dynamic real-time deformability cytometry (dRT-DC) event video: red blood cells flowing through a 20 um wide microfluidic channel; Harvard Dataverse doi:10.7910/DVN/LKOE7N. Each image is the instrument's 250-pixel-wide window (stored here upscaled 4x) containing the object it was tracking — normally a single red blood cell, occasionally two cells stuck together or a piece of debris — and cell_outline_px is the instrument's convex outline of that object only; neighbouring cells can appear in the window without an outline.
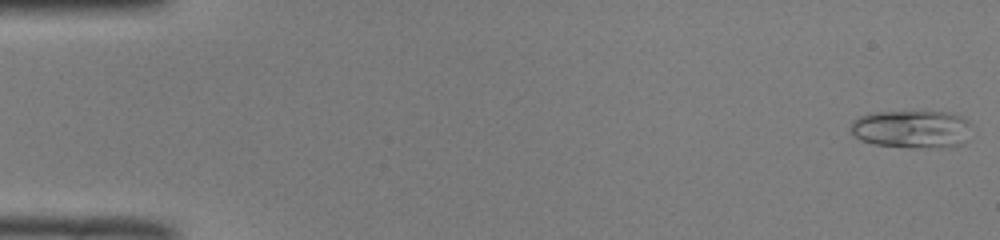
{"species": "common noctule bat (a hibernating species)", "species_latin": "Nyctalus noctula", "temperature_condition": "room temperature", "stored_images_in_passage": 51, "camera_frame_rate_fps": 3000, "um_per_image_px": 0.085, "animal": {"sex": "male", "body_mass_g": 19.0, "forearm_length_mm": 50.8}, "frame": {"image": 1, "passage_image": 1, "time_ms": 0.0, "image_size_px": [1000, 240], "cell_outline_px": [[972, 124], [968, 140], [964, 144], [956, 148], [912, 148], [876, 144], [860, 140], [852, 132], [852, 120], [860, 116], [872, 112], [952, 112], [964, 116]], "centroid_in_image_um": [77.63, 10.99], "position_along_channel_um": 7.4, "area_um2": 27.4}}
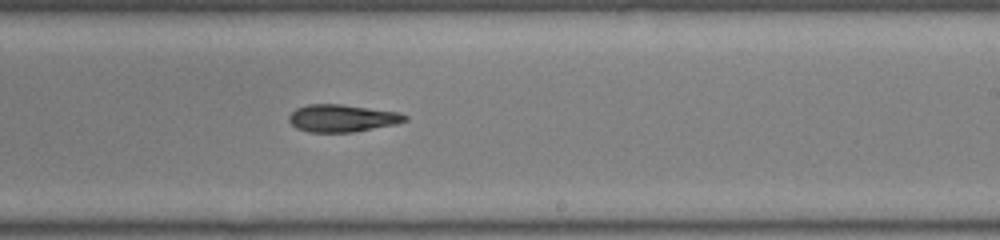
{"frame": {"image": 2, "passage_image": 31, "time_ms": 10.0, "image_size_px": [1000, 240], "cell_outline_px": [[408, 120], [396, 124], [352, 132], [308, 132], [296, 128], [288, 120], [288, 116], [296, 108], [308, 104], [340, 104], [400, 112], [408, 116]], "centroid_in_image_um": [29.08, 10.04], "position_along_channel_um": 259.9, "area_um2": 18.55}}
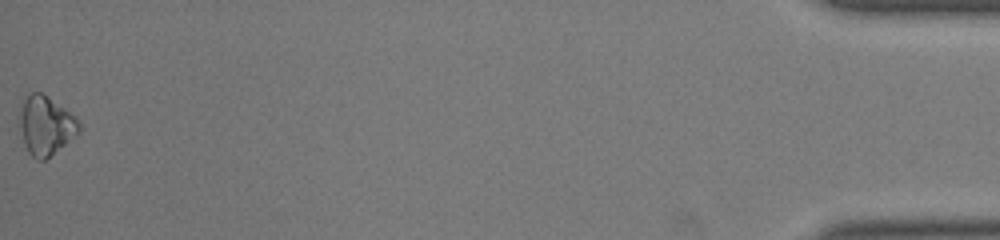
{"frame": {"image": 3, "passage_image": 51, "time_ms": 16.667, "image_size_px": [1000, 240], "cell_outline_px": [[80, 132], [44, 160], [36, 160], [28, 152], [24, 144], [20, 128], [20, 112], [24, 100], [32, 92], [40, 92], [76, 116], [80, 120]], "centroid_in_image_um": [3.91, 10.68], "position_along_channel_um": 431.3, "area_um2": 20.06}, "authors_computed_cell_mechanics": {"area_um2": 18.9006, "velocity_mm_per_s": 4.0031, "shape_relaxation_time_tau1_ms": 6.2207, "shape_relaxation_time_tau2_ms": 3.2398, "deformation_change_tau1": 0.1493, "deformation_change_tau2": 0.0973}}